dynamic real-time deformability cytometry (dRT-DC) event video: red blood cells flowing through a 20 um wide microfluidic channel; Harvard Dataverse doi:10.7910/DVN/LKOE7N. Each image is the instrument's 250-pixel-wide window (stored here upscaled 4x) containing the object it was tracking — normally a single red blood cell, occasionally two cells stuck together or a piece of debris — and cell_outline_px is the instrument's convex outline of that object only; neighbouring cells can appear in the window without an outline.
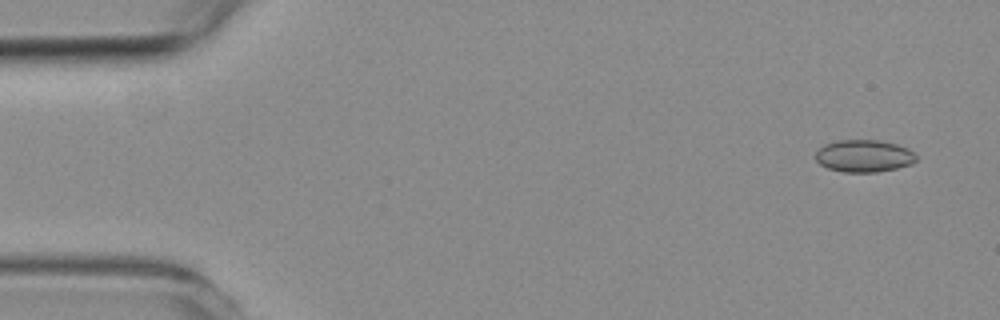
{"species": "common noctule bat (a hibernating species)", "species_latin": "Nyctalus noctula", "temperature_condition": "room temperature", "stored_images_in_passage": 7, "camera_frame_rate_fps": 3000, "um_per_image_px": 0.085, "animal": {"sex": "female", "body_mass_g": 19.3, "forearm_length_mm": 54.1}, "frame": {"image": 1, "passage_image": 1, "time_ms": 0.0, "image_size_px": [1000, 320], "cell_outline_px": [[916, 160], [912, 164], [896, 168], [876, 172], [844, 172], [828, 168], [820, 164], [816, 160], [816, 152], [824, 144], [840, 140], [880, 140], [896, 144], [908, 148], [916, 156]], "centroid_in_image_um": [73.44, 13.25], "position_along_channel_um": 11.6, "area_um2": 18.84}}
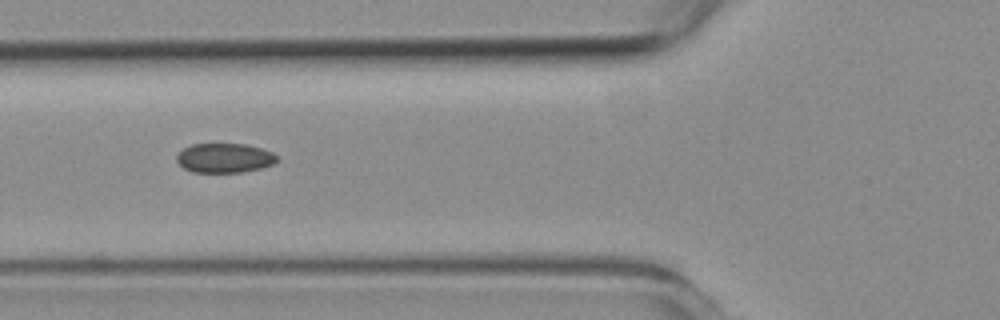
{"frame": {"image": 2, "passage_image": 6, "time_ms": 5.667, "image_size_px": [1000, 320], "cell_outline_px": [[280, 160], [264, 168], [244, 172], [192, 172], [184, 168], [176, 160], [176, 156], [184, 148], [192, 144], [248, 144], [272, 152]], "centroid_in_image_um": [19.11, 13.43], "position_along_channel_um": 106.7, "area_um2": 17.28}}
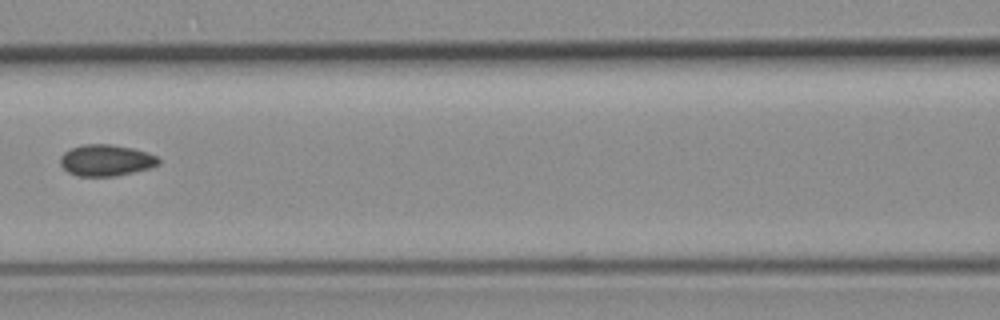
{"frame": {"image": 3, "passage_image": 7, "time_ms": 7.0, "image_size_px": [1000, 320], "cell_outline_px": [[160, 164], [148, 168], [116, 176], [76, 176], [68, 172], [60, 164], [60, 156], [64, 152], [72, 148], [84, 144], [112, 144], [132, 148], [148, 152], [156, 156], [160, 160]], "centroid_in_image_um": [9.01, 13.62], "position_along_channel_um": 157.6, "area_um2": 17.98}}